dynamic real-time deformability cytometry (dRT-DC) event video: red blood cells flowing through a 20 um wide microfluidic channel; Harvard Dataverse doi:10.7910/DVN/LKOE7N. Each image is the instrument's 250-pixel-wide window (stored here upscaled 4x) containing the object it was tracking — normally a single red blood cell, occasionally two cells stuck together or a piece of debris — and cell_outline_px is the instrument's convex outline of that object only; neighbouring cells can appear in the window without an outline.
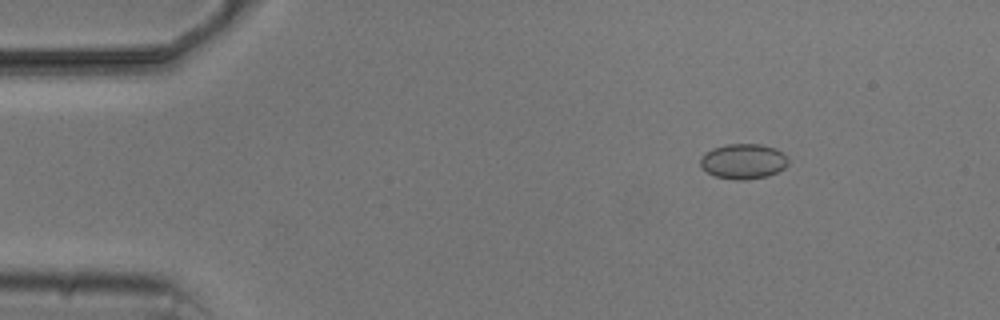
{"species": "common noctule bat (a hibernating species)", "species_latin": "Nyctalus noctula", "temperature_condition": "cold", "stored_images_in_passage": 4, "camera_frame_rate_fps": 3000, "um_per_image_px": 0.085, "animal": {"sex": "male", "body_mass_g": 20.5, "forearm_length_mm": 52.5}, "frame": {"image": 1, "passage_image": 1, "time_ms": 0.0, "image_size_px": [1000, 320], "cell_outline_px": [[788, 164], [784, 168], [768, 176], [744, 180], [736, 180], [716, 176], [708, 172], [700, 164], [700, 156], [704, 152], [712, 148], [728, 144], [760, 144], [776, 148], [788, 160]], "centroid_in_image_um": [63.16, 13.71], "position_along_channel_um": 21.8, "area_um2": 17.92}}